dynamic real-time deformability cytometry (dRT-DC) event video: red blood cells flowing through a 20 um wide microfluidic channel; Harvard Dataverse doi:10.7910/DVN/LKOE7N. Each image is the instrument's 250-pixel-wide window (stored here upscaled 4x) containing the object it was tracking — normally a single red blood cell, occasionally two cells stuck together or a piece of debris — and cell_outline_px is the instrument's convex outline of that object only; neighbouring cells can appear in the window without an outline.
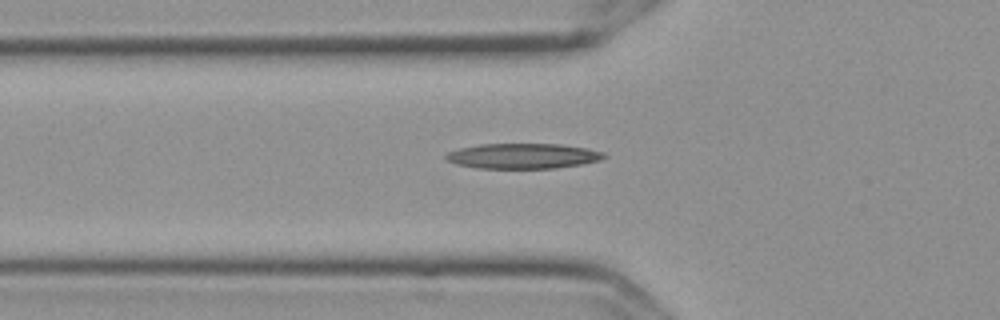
{"species": "Egyptian fruit bat (a non-hibernating species)", "species_latin": "Rousettus aegyptiacus", "temperature_condition": "cold", "stored_images_in_passage": 34, "camera_frame_rate_fps": 3000, "um_per_image_px": 0.085, "frame": {"image": 1, "passage_image": 2, "time_ms": 0.333, "image_size_px": [1000, 320], "cell_outline_px": [[608, 156], [600, 160], [580, 164], [556, 168], [480, 168], [456, 164], [448, 160], [444, 156], [448, 152], [460, 148], [480, 144], [560, 144], [588, 148], [604, 152]], "centroid_in_image_um": [44.48, 13.25], "position_along_channel_um": 81.3, "area_um2": 23.18}}
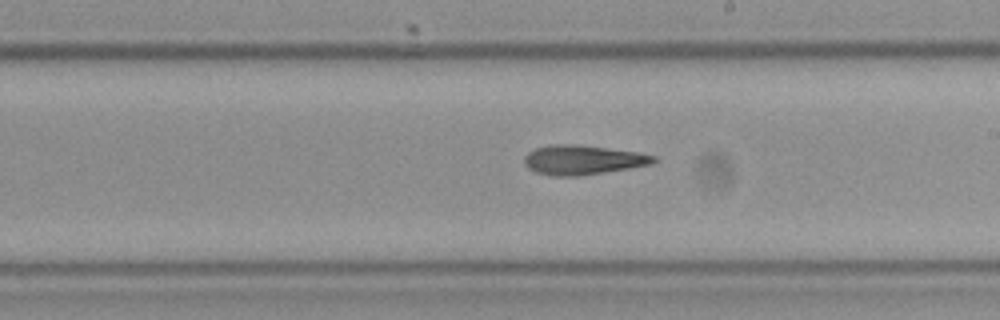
{"frame": {"image": 2, "passage_image": 15, "time_ms": 4.667, "image_size_px": [1000, 320], "cell_outline_px": [[656, 160], [652, 164], [628, 168], [576, 176], [556, 176], [536, 172], [528, 168], [524, 164], [524, 156], [528, 152], [536, 148], [548, 144], [580, 144], [640, 152], [656, 156]], "centroid_in_image_um": [49.52, 13.57], "position_along_channel_um": 239.5, "area_um2": 22.25}}
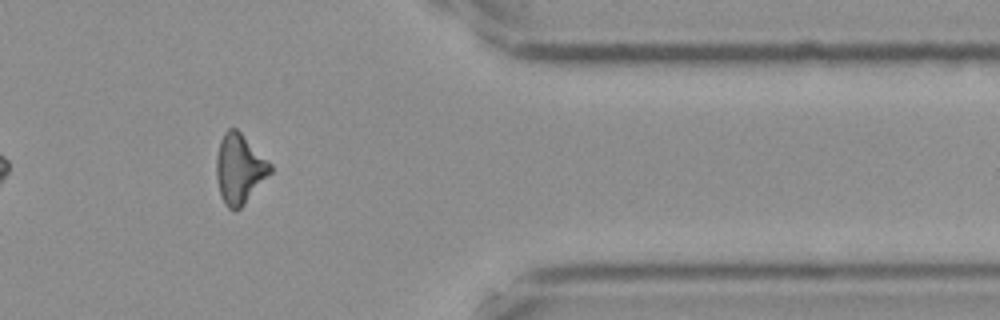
{"frame": {"image": 3, "passage_image": 29, "time_ms": 9.333, "image_size_px": [1000, 320], "cell_outline_px": [[272, 172], [244, 204], [236, 212], [228, 208], [224, 204], [220, 196], [216, 176], [216, 156], [220, 140], [224, 132], [228, 128], [236, 128], [272, 164]], "centroid_in_image_um": [20.34, 14.37], "position_along_channel_um": 391.1, "area_um2": 21.96}, "authors_computed_cell_mechanics": {"area_um2": 21.9351, "velocity_mm_per_s": 3.6156, "shape_relaxation_time_tau1_ms": 4.9537, "shape_relaxation_time_tau2_ms": 5.8785, "deformation_change_tau1": 0.1637, "deformation_change_tau2": 0.1875}}